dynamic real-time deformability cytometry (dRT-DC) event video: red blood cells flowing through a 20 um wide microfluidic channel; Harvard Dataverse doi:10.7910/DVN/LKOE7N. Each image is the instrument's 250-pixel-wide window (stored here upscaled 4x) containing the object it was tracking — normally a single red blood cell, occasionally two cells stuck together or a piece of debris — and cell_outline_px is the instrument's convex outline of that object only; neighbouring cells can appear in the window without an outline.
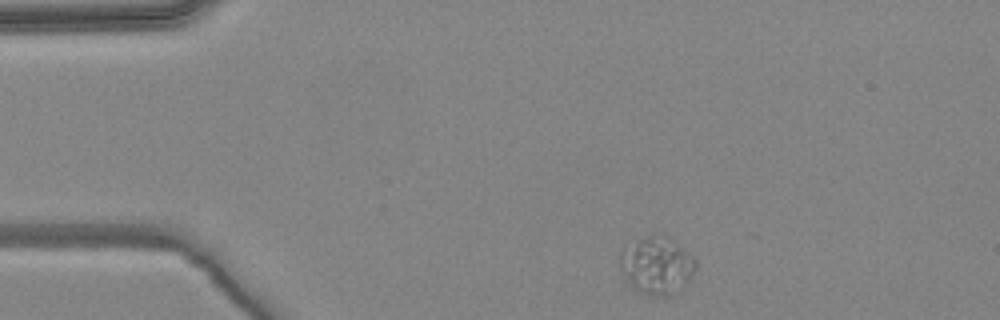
{"species": "common noctule bat (a hibernating species)", "species_latin": "Nyctalus noctula", "temperature_condition": "warm", "stored_images_in_passage": 3, "camera_frame_rate_fps": 3000, "um_per_image_px": 0.085, "animal": {"sex": "female", "body_mass_g": 24.6, "forearm_length_mm": 56.2}, "frame": {"image": 1, "passage_image": 1, "time_ms": 0.0, "image_size_px": [1000, 320], "cell_outline_px": [[696, 268], [692, 276], [680, 292], [676, 296], [652, 296], [640, 292], [632, 288], [624, 276], [620, 268], [620, 248], [624, 244], [652, 232], [668, 236], [688, 252], [696, 260]], "centroid_in_image_um": [55.8, 22.54], "position_along_channel_um": 29.2, "area_um2": 26.36}}